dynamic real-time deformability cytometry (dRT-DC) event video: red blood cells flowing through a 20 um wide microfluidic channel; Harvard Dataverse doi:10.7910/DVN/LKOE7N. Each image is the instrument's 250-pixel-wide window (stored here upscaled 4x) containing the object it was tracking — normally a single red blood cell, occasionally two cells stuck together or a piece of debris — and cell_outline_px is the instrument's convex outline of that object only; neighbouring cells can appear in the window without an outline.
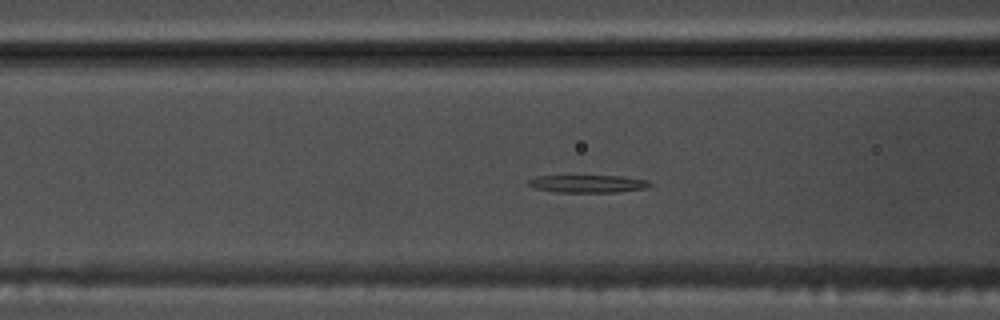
{"species": "common noctule bat (a hibernating species)", "species_latin": "Nyctalus noctula", "temperature_condition": "warm", "stored_images_in_passage": 41, "camera_frame_rate_fps": 3000, "um_per_image_px": 0.085, "animal": {"sex": "male", "body_mass_g": 17.5, "forearm_length_mm": 52.3}, "frame": {"image": 1, "passage_image": 8, "time_ms": 2.333, "image_size_px": [1000, 320], "cell_outline_px": [[652, 184], [644, 188], [616, 192], [556, 192], [532, 188], [528, 184], [528, 180], [536, 176], [624, 176], [648, 180]], "centroid_in_image_um": [49.93, 15.62], "position_along_channel_um": 116.7, "area_um2": 12.43}}
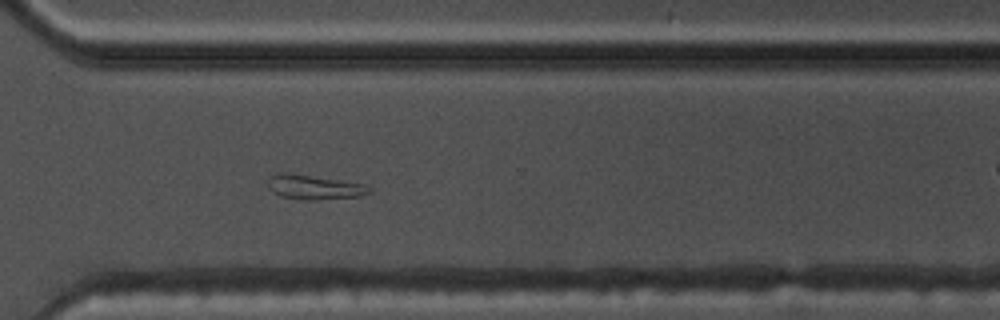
{"frame": {"image": 2, "passage_image": 26, "time_ms": 8.333, "image_size_px": [1000, 320], "cell_outline_px": [[372, 192], [360, 196], [316, 200], [300, 200], [280, 196], [272, 192], [268, 188], [268, 176], [280, 172], [284, 172], [368, 184], [372, 188]], "centroid_in_image_um": [26.71, 15.91], "position_along_channel_um": 343.9, "area_um2": 14.74}}
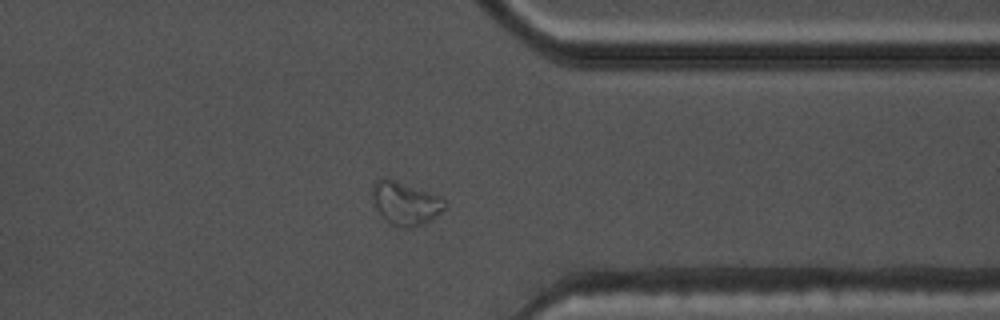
{"frame": {"image": 3, "passage_image": 29, "time_ms": 9.333, "image_size_px": [1000, 320], "cell_outline_px": [[448, 208], [428, 220], [412, 228], [400, 228], [392, 224], [372, 204], [372, 184], [380, 176], [440, 196], [448, 204]], "centroid_in_image_um": [34.45, 17.27], "position_along_channel_um": 377.0, "area_um2": 17.98}}